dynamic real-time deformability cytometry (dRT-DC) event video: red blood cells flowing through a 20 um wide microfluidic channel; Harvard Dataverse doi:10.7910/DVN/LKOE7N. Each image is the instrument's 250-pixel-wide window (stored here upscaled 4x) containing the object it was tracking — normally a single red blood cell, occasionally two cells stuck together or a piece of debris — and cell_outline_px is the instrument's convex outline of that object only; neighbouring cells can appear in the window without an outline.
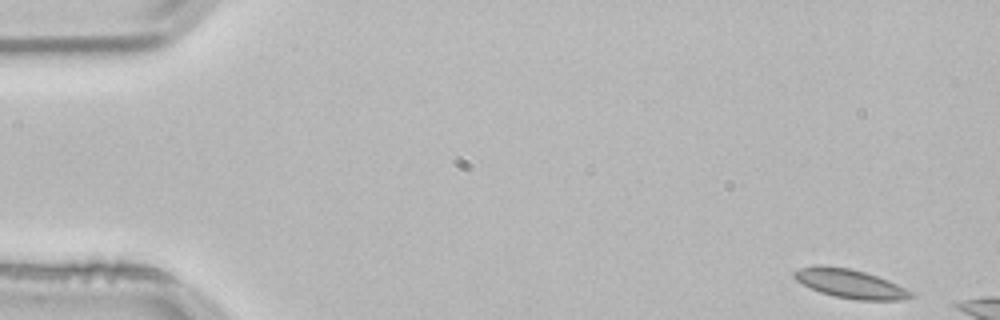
{"species": "common noctule bat (a hibernating species)", "species_latin": "Nyctalus noctula", "temperature_condition": "room temperature", "stored_images_in_passage": 7, "camera_frame_rate_fps": 3000, "um_per_image_px": 0.085, "animal": {"sex": "male", "body_mass_g": 21.5, "forearm_length_mm": 52.0}, "frame": {"image": 1, "passage_image": 1, "time_ms": 0.0, "image_size_px": [1000, 320], "cell_outline_px": [[916, 296], [900, 300], [856, 300], [836, 296], [820, 292], [796, 280], [792, 276], [792, 272], [800, 268], [816, 264], [820, 264], [848, 268], [864, 272], [888, 280], [912, 292]], "centroid_in_image_um": [72.23, 24.1], "position_along_channel_um": 12.8, "area_um2": 19.54}}